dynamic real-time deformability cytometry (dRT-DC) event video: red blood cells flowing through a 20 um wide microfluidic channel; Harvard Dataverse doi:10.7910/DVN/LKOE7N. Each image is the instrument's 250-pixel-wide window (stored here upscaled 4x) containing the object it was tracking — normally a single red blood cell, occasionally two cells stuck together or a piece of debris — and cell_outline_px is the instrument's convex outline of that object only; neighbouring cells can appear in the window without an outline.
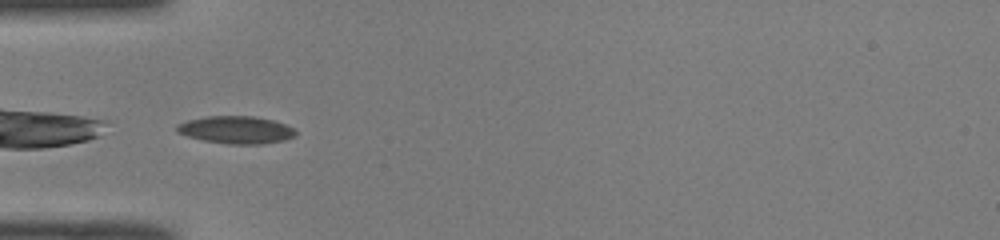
{"species": "common noctule bat (a hibernating species)", "species_latin": "Nyctalus noctula", "temperature_condition": "room temperature", "stored_images_in_passage": 26, "camera_frame_rate_fps": 3000, "um_per_image_px": 0.085, "animal": {"sex": "male", "body_mass_g": 19.0, "forearm_length_mm": 50.8}, "frame": {"image": 1, "passage_image": 1, "time_ms": 0.0, "image_size_px": [1000, 240], "cell_outline_px": [[296, 136], [284, 140], [260, 144], [228, 144], [204, 140], [188, 136], [176, 132], [176, 124], [188, 120], [208, 116], [252, 116], [272, 120], [284, 124], [292, 128], [296, 132]], "centroid_in_image_um": [20.05, 11.04], "position_along_channel_um": 65.0, "area_um2": 18.9}}
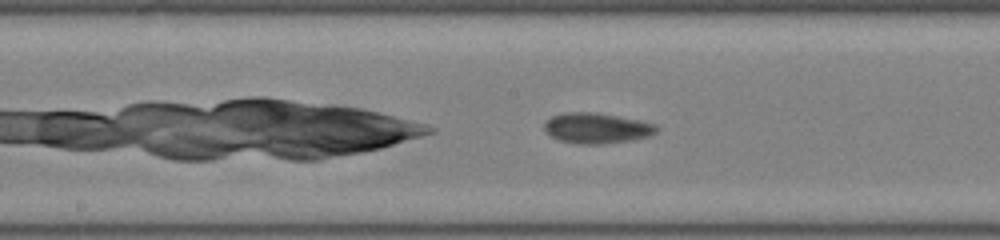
{"frame": {"image": 2, "passage_image": 11, "time_ms": 3.333, "image_size_px": [1000, 240], "cell_outline_px": [[660, 128], [656, 132], [648, 136], [628, 140], [600, 144], [584, 144], [560, 140], [552, 136], [544, 128], [544, 120], [552, 116], [568, 112], [592, 112], [616, 116], [656, 124]], "centroid_in_image_um": [50.7, 10.88], "position_along_channel_um": 197.5, "area_um2": 19.54}}
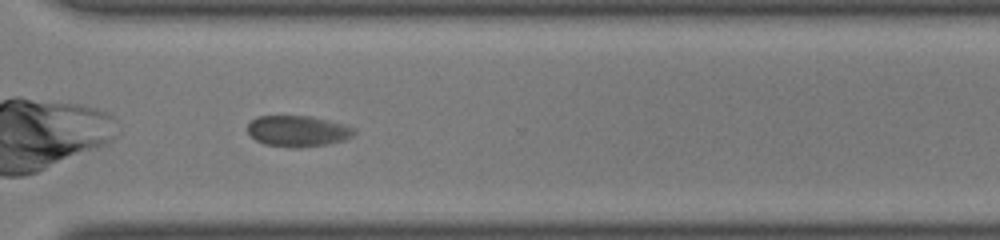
{"frame": {"image": 3, "passage_image": 22, "time_ms": 7.0, "image_size_px": [1000, 240], "cell_outline_px": [[356, 132], [352, 136], [344, 140], [328, 144], [296, 148], [264, 144], [256, 140], [248, 132], [248, 124], [256, 116], [308, 116], [328, 120], [356, 128]], "centroid_in_image_um": [25.32, 11.14], "position_along_channel_um": 345.3, "area_um2": 19.19}, "authors_computed_cell_mechanics": {"area_um2": 18.9295, "velocity_mm_per_s": 4.0232, "shape_relaxation_time_tau1_ms": 4.2846, "shape_relaxation_time_tau2_ms": 1.2094, "deformation_change_tau1": 0.0678, "deformation_change_tau2": 0.0456}}